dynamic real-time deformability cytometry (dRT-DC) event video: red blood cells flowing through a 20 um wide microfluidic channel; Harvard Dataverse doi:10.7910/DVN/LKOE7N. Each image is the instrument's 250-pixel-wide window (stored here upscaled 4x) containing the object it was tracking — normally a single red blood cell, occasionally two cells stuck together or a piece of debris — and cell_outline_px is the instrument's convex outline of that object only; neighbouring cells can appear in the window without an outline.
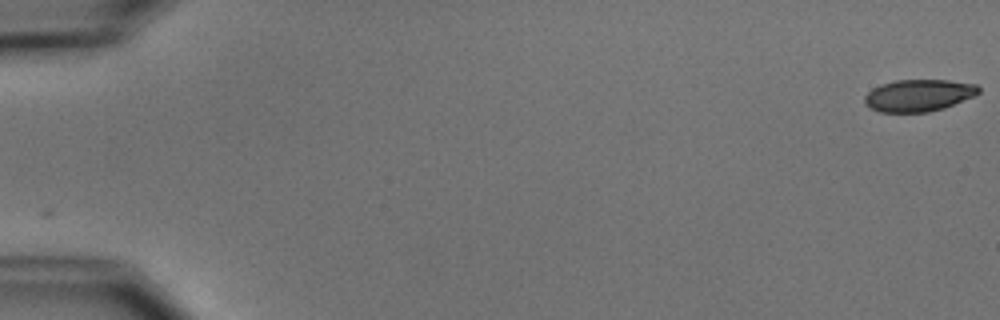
{"species": "common noctule bat (a hibernating species)", "species_latin": "Nyctalus noctula", "temperature_condition": "cold", "stored_images_in_passage": 54, "camera_frame_rate_fps": 3000, "um_per_image_px": 0.085, "animal": {"sex": "male", "body_mass_g": 15.6}, "frame": {"image": 1, "passage_image": 1, "time_ms": 0.0, "image_size_px": [1000, 320], "cell_outline_px": [[980, 92], [972, 96], [944, 108], [928, 112], [880, 112], [872, 108], [864, 100], [864, 96], [872, 88], [880, 84], [896, 80], [948, 80], [976, 84], [980, 88]], "centroid_in_image_um": [78.07, 8.1], "position_along_channel_um": 6.9, "area_um2": 21.1}}
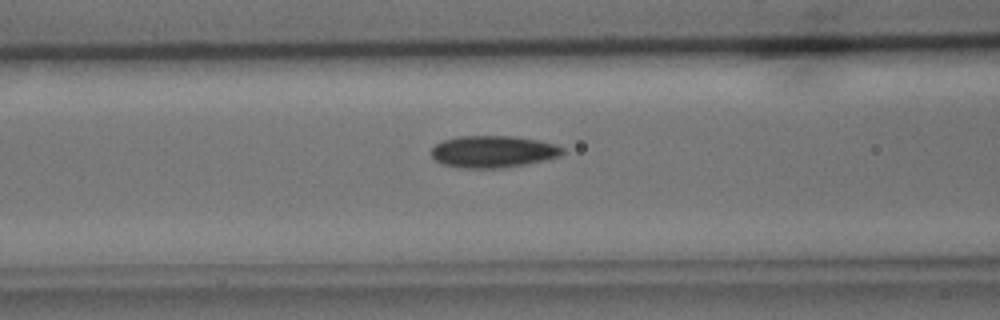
{"frame": {"image": 2, "passage_image": 23, "time_ms": 7.333, "image_size_px": [1000, 320], "cell_outline_px": [[564, 152], [560, 156], [544, 160], [524, 164], [500, 168], [464, 168], [444, 164], [436, 160], [432, 156], [432, 148], [436, 144], [444, 140], [456, 136], [512, 136], [540, 140], [556, 144], [564, 148]], "centroid_in_image_um": [41.94, 12.87], "position_along_channel_um": 124.7, "area_um2": 24.33}}
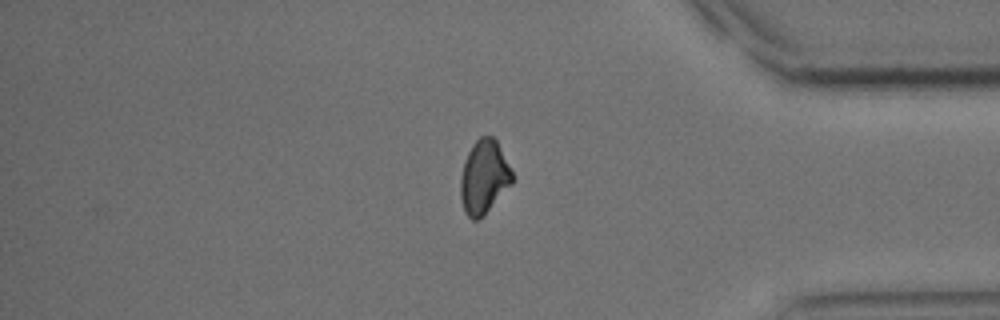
{"frame": {"image": 3, "passage_image": 46, "time_ms": 15.0, "image_size_px": [1000, 320], "cell_outline_px": [[512, 184], [484, 216], [480, 220], [472, 220], [464, 212], [460, 196], [460, 176], [464, 160], [472, 144], [480, 136], [492, 136], [496, 140], [512, 172]], "centroid_in_image_um": [41.11, 15.08], "position_along_channel_um": 394.1, "area_um2": 22.31}, "authors_computed_cell_mechanics": {"area_um2": 22.6287, "velocity_mm_per_s": 3.7738, "shape_relaxation_time_tau1_ms": 2.8901, "shape_relaxation_time_tau2_ms": 9.1889, "deformation_change_tau1": 0.1068, "deformation_change_tau2": 0.1488}}